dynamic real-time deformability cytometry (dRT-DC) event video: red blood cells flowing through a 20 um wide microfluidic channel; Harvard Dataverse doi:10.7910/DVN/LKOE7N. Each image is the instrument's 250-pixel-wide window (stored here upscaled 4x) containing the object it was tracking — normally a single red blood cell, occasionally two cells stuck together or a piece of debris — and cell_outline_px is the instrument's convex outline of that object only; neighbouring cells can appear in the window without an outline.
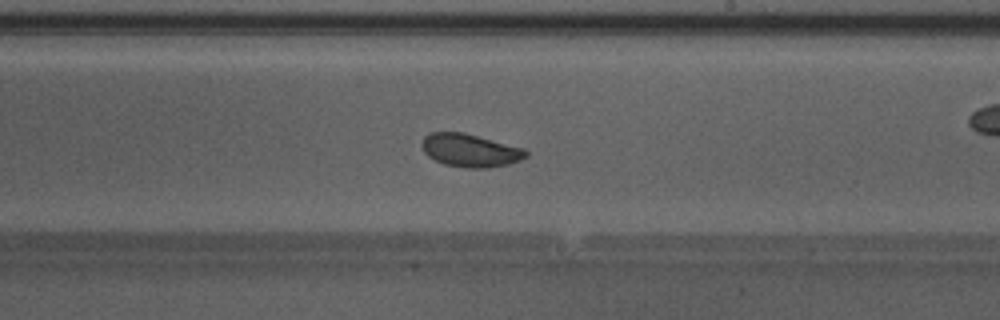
{"species": "Egyptian fruit bat (a non-hibernating species)", "species_latin": "Rousettus aegyptiacus", "temperature_condition": "warm", "stored_images_in_passage": 50, "camera_frame_rate_fps": 3000, "um_per_image_px": 0.085, "animal": {"sex": "male"}, "frame": {"image": 1, "passage_image": 29, "time_ms": 9.333, "image_size_px": [1000, 320], "cell_outline_px": [[528, 156], [520, 160], [508, 164], [484, 168], [468, 168], [444, 164], [428, 156], [424, 152], [420, 144], [424, 136], [432, 132], [464, 132], [524, 148], [528, 152]], "centroid_in_image_um": [39.95, 12.77], "position_along_channel_um": 249.0, "area_um2": 20.06}, "authors_computed_cell_mechanics": {"area_um2": 20.7213, "velocity_mm_per_s": 4.2181, "shape_relaxation_time_tau1_ms": 1.7278, "shape_relaxation_time_tau2_ms": 0.988, "deformation_change_tau1": 0.0726, "deformation_change_tau2": 0.053}}